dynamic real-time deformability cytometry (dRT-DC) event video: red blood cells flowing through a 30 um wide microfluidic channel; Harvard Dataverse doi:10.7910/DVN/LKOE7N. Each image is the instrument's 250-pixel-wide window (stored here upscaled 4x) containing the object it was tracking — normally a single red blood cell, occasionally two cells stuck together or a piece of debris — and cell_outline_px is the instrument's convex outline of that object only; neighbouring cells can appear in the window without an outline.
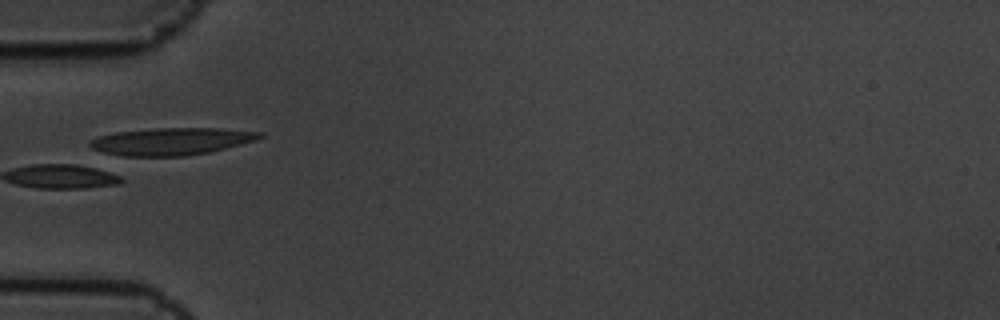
{"species": "common noctule bat (a hibernating species)", "species_latin": "Nyctalus noctula", "temperature_condition": "cold", "stored_images_in_passage": 17, "camera_frame_rate_fps": 3000, "um_per_image_px": 0.085, "animal": {"sex": "male", "body_mass_g": 19.5, "forearm_length_mm": 54.6}, "frame": {"image": 1, "passage_image": 6, "time_ms": 1.667, "image_size_px": [1000, 320], "cell_outline_px": [[264, 136], [256, 140], [208, 152], [184, 156], [124, 156], [104, 152], [92, 148], [88, 144], [88, 140], [96, 136], [116, 132], [156, 128], [220, 128], [264, 132]], "centroid_in_image_um": [14.55, 12.01], "position_along_channel_um": 70.5, "area_um2": 26.99}}